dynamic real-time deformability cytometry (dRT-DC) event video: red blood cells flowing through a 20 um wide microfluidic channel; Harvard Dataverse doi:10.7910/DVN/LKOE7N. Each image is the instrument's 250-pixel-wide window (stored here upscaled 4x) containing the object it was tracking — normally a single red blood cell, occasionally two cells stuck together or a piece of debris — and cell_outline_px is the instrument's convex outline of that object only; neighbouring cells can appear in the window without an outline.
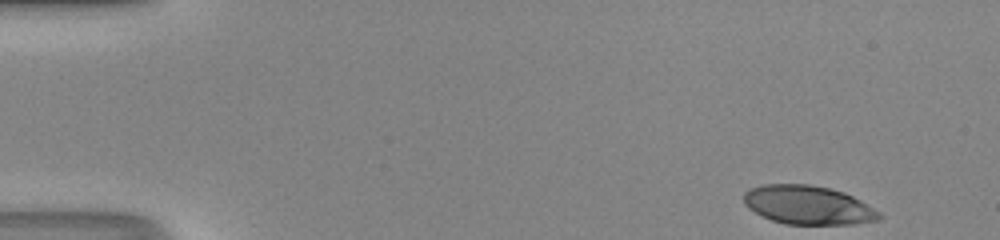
{"species": "human", "species_latin": "Homo sapiens", "temperature_condition": "room temperature", "stored_images_in_passage": 47, "camera_frame_rate_fps": 3000, "um_per_image_px": 0.085, "donor": {"sex": "male"}, "frame": {"image": 1, "passage_image": 1, "time_ms": 0.0, "image_size_px": [1000, 240], "cell_outline_px": [[884, 216], [880, 220], [856, 224], [784, 224], [772, 220], [748, 208], [744, 204], [744, 192], [748, 188], [764, 184], [808, 184], [828, 188], [844, 192], [860, 200], [880, 212]], "centroid_in_image_um": [68.7, 17.43], "position_along_channel_um": 16.3, "area_um2": 30.69}}
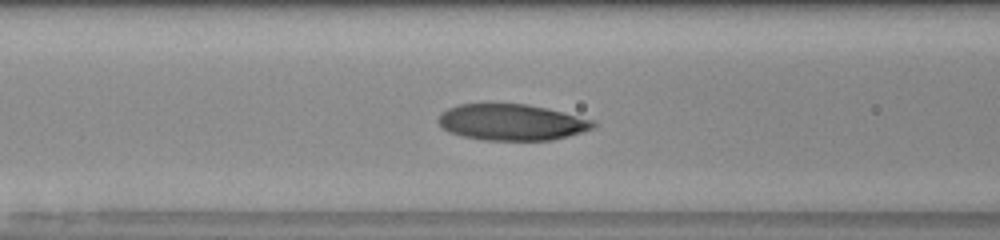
{"frame": {"image": 2, "passage_image": 18, "time_ms": 5.667, "image_size_px": [1000, 240], "cell_outline_px": [[596, 124], [592, 128], [568, 136], [552, 140], [484, 140], [460, 136], [448, 132], [436, 120], [440, 112], [448, 108], [460, 104], [528, 104], [596, 120]], "centroid_in_image_um": [43.46, 10.39], "position_along_channel_um": 123.1, "area_um2": 32.71}}
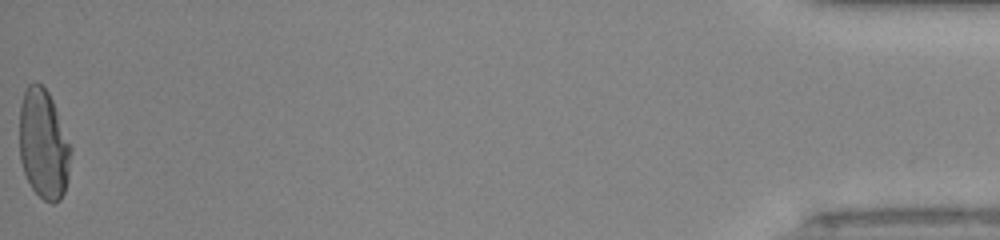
{"frame": {"image": 3, "passage_image": 47, "time_ms": 15.333, "image_size_px": [1000, 240], "cell_outline_px": [[72, 152], [68, 180], [64, 192], [60, 200], [52, 204], [44, 200], [32, 188], [24, 172], [20, 160], [20, 104], [24, 92], [28, 84], [36, 80], [48, 92], [52, 100], [72, 148]], "centroid_in_image_um": [3.71, 12.27], "position_along_channel_um": 431.5, "area_um2": 32.95}, "authors_computed_cell_mechanics": {"area_um2": 32.1368, "velocity_mm_per_s": 4.2061, "shape_relaxation_time_tau1_ms": 6.3195, "shape_relaxation_time_tau2_ms": 1.0468, "deformation_change_tau1": 0.2495, "deformation_change_tau2": 0.063}}